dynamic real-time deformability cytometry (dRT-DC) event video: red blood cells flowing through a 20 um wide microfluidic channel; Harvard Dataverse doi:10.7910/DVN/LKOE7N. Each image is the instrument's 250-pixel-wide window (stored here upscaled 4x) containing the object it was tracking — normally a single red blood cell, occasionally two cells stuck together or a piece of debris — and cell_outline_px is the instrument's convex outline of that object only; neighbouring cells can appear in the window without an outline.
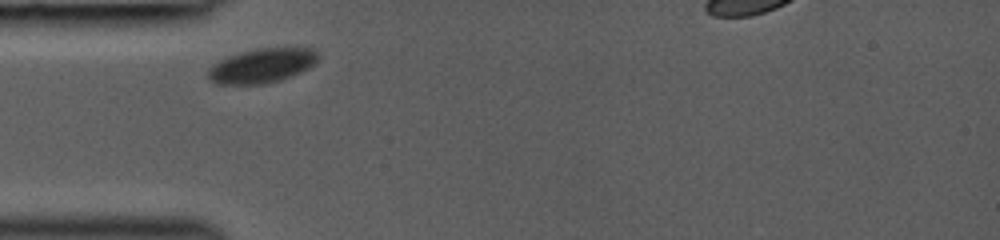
{"species": "common noctule bat (a hibernating species)", "species_latin": "Nyctalus noctula", "temperature_condition": "room temperature", "stored_images_in_passage": 4, "camera_frame_rate_fps": 3000, "um_per_image_px": 0.085, "animal": {"sex": "female", "body_mass_g": 19.0, "forearm_length_mm": 53.3}, "frame": {"image": 1, "passage_image": 1, "time_ms": 0.0, "image_size_px": [1000, 240], "cell_outline_px": [[316, 60], [308, 68], [300, 72], [280, 80], [264, 84], [216, 84], [208, 76], [208, 68], [220, 60], [228, 56], [240, 52], [256, 48], [312, 48], [316, 52]], "centroid_in_image_um": [22.22, 5.58], "position_along_channel_um": 62.8, "area_um2": 21.73}}
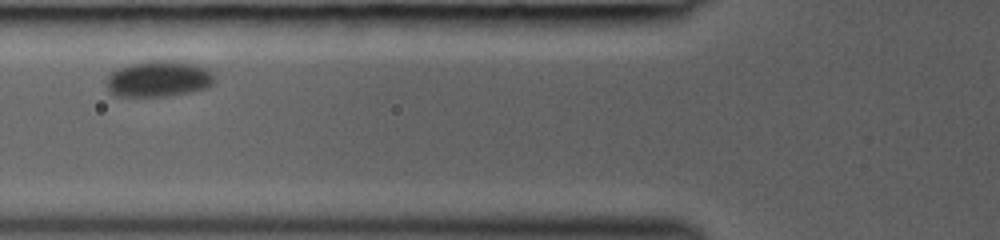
{"frame": {"image": 2, "passage_image": 3, "time_ms": 1.333, "image_size_px": [1000, 240], "cell_outline_px": [[216, 80], [208, 88], [168, 96], [116, 96], [108, 92], [104, 84], [108, 76], [112, 72], [128, 64], [152, 60], [172, 60], [192, 64], [204, 68]], "centroid_in_image_um": [13.42, 6.71], "position_along_channel_um": 112.4, "area_um2": 22.66}}